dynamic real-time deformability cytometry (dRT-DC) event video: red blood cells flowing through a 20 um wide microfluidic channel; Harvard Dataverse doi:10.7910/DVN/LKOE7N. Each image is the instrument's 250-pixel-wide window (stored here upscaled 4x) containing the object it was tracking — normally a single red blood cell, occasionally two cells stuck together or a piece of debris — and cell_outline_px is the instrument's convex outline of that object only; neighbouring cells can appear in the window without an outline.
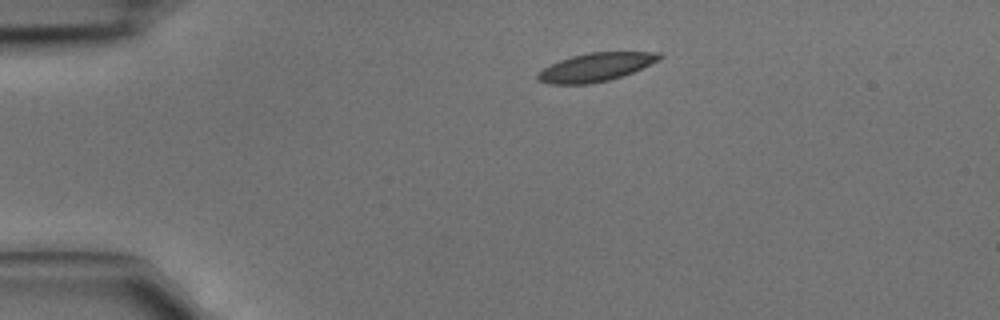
{"species": "common noctule bat (a hibernating species)", "species_latin": "Nyctalus noctula", "temperature_condition": "cold", "stored_images_in_passage": 2, "camera_frame_rate_fps": 3000, "um_per_image_px": 0.085, "animal": {"sex": "male", "body_mass_g": 15.6}, "frame": {"image": 1, "passage_image": 1, "time_ms": 0.0, "image_size_px": [1000, 320], "cell_outline_px": [[664, 56], [660, 60], [632, 72], [608, 80], [588, 84], [548, 84], [536, 80], [536, 76], [544, 68], [560, 60], [572, 56], [588, 52], [664, 52]], "centroid_in_image_um": [50.66, 5.7], "position_along_channel_um": 34.3, "area_um2": 20.06}}